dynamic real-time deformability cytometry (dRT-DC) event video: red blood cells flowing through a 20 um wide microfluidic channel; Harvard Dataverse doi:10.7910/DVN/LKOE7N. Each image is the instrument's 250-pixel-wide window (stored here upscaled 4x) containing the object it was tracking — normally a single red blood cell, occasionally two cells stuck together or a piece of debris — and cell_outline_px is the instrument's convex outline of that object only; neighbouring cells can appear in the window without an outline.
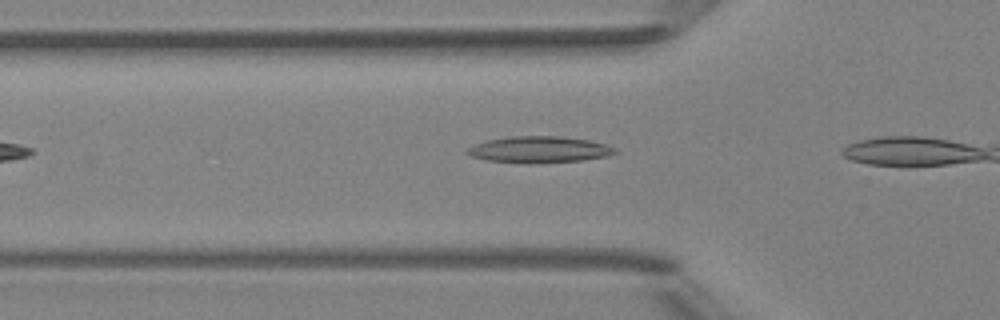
{"species": "Egyptian fruit bat (a non-hibernating species)", "species_latin": "Rousettus aegyptiacus", "temperature_condition": "room temperature", "stored_images_in_passage": 4, "camera_frame_rate_fps": 3000, "um_per_image_px": 0.085, "animal": {"sex": "female"}, "frame": {"image": 1, "passage_image": 3, "time_ms": 2.333, "image_size_px": [1000, 320], "cell_outline_px": [[620, 152], [608, 156], [584, 160], [488, 160], [472, 156], [464, 152], [472, 144], [488, 140], [508, 136], [560, 136], [588, 140], [604, 144], [616, 148]], "centroid_in_image_um": [45.87, 12.65], "position_along_channel_um": 79.9, "area_um2": 21.56}}